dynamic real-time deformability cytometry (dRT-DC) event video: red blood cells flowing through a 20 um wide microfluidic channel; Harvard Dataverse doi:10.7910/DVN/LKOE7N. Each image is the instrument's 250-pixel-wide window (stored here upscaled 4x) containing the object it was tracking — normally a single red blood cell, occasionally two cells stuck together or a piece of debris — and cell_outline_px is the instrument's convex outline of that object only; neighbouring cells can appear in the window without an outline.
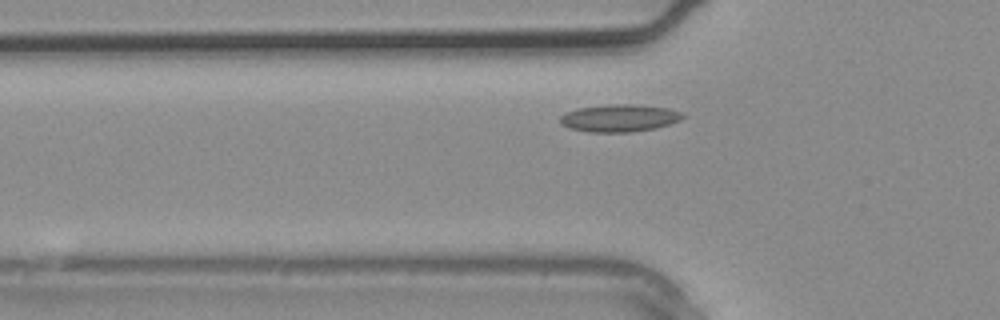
{"species": "common noctule bat (a hibernating species)", "species_latin": "Nyctalus noctula", "temperature_condition": "warm", "stored_images_in_passage": 3, "camera_frame_rate_fps": 3000, "um_per_image_px": 0.085, "animal": {"sex": "male", "body_mass_g": 20.4}, "frame": {"image": 1, "passage_image": 3, "time_ms": 0.667, "image_size_px": [1000, 320], "cell_outline_px": [[684, 116], [680, 120], [656, 128], [632, 132], [588, 132], [568, 128], [560, 124], [560, 116], [564, 112], [580, 108], [608, 104], [632, 104], [668, 108], [684, 112]], "centroid_in_image_um": [52.63, 10.04], "position_along_channel_um": 73.2, "area_um2": 19.71}}